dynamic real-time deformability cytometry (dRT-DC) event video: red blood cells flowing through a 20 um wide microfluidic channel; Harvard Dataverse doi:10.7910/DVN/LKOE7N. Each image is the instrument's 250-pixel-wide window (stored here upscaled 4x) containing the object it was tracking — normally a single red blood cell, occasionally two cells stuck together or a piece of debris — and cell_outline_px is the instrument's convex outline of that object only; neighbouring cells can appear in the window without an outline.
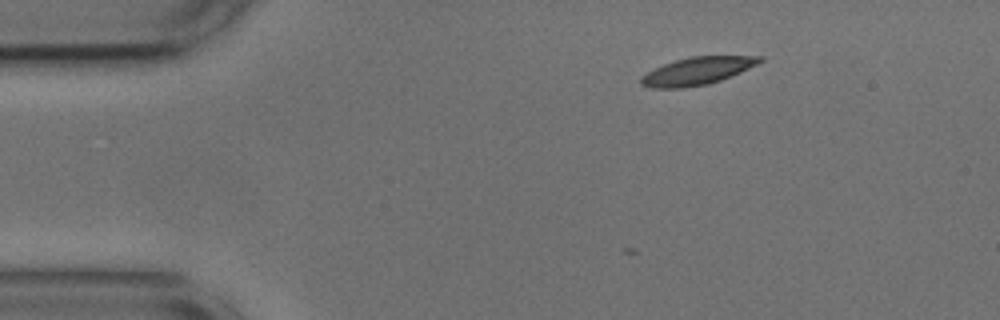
{"species": "common noctule bat (a hibernating species)", "species_latin": "Nyctalus noctula", "temperature_condition": "cold", "stored_images_in_passage": 4, "camera_frame_rate_fps": 3000, "um_per_image_px": 0.085, "animal": {"sex": "male", "body_mass_g": 17.9, "forearm_length_mm": 54.2}, "frame": {"image": 1, "passage_image": 1, "time_ms": 0.0, "image_size_px": [1000, 320], "cell_outline_px": [[764, 60], [740, 72], [720, 80], [708, 84], [684, 88], [652, 88], [640, 84], [640, 76], [664, 64], [676, 60], [692, 56], [764, 56]], "centroid_in_image_um": [59.25, 6.04], "position_along_channel_um": 25.8, "area_um2": 18.9}}